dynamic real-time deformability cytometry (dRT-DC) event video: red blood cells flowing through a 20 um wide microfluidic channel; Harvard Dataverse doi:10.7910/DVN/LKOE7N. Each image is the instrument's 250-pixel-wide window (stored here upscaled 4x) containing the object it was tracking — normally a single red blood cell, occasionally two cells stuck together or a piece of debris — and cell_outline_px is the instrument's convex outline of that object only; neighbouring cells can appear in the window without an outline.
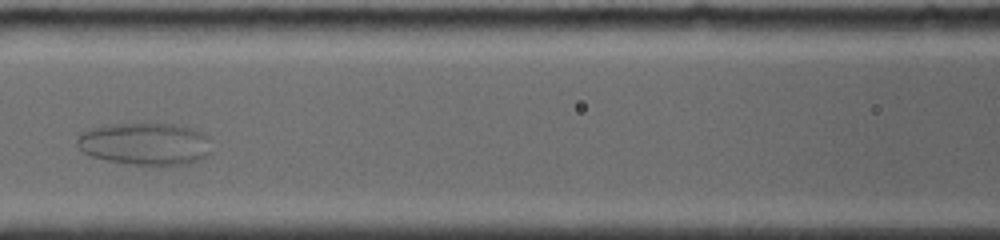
{"species": "common noctule bat (a hibernating species)", "species_latin": "Nyctalus noctula", "temperature_condition": "room temperature", "stored_images_in_passage": 14, "camera_frame_rate_fps": 4000, "um_per_image_px": 0.085, "animal": {"sex": "female", "body_mass_g": 19.0, "forearm_length_mm": 56.7}, "frame": {"image": 1, "passage_image": 6, "time_ms": 3.0, "image_size_px": [1000, 240], "cell_outline_px": [[212, 152], [208, 156], [188, 164], [164, 168], [160, 168], [108, 160], [92, 156], [84, 152], [76, 144], [76, 140], [84, 132], [92, 128], [116, 124], [172, 124], [188, 128], [200, 132], [208, 136]], "centroid_in_image_um": [12.41, 12.28], "position_along_channel_um": 154.2, "area_um2": 33.41}}
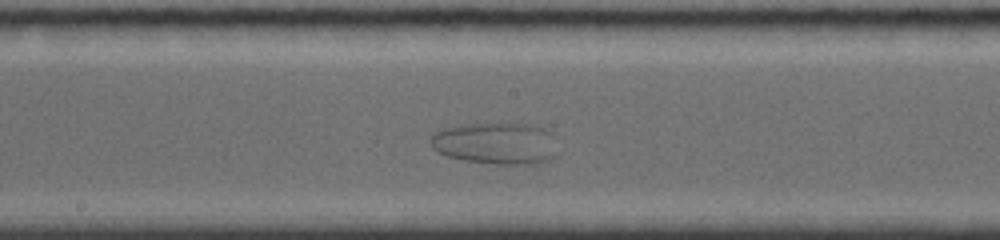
{"frame": {"image": 2, "passage_image": 9, "time_ms": 4.5, "image_size_px": [1000, 240], "cell_outline_px": [[556, 156], [548, 160], [532, 164], [496, 164], [464, 160], [448, 156], [436, 152], [432, 148], [428, 140], [436, 132], [444, 128], [496, 120], [532, 124], [548, 128]], "centroid_in_image_um": [42.12, 12.14], "position_along_channel_um": 206.1, "area_um2": 31.62}}
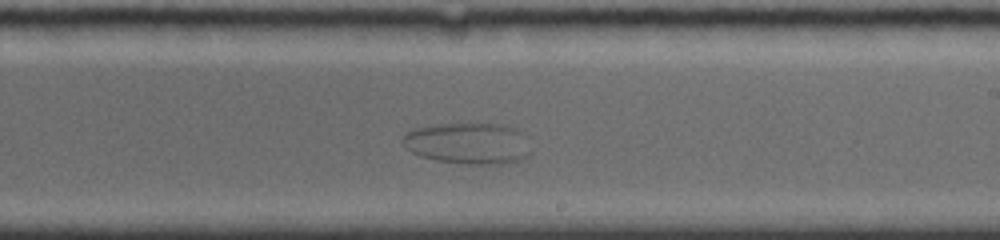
{"frame": {"image": 3, "passage_image": 11, "time_ms": 5.75, "image_size_px": [1000, 240], "cell_outline_px": [[532, 152], [528, 156], [520, 160], [500, 164], [472, 164], [436, 160], [420, 156], [412, 152], [400, 140], [408, 132], [416, 128], [436, 124], [504, 124], [516, 128], [520, 132]], "centroid_in_image_um": [39.8, 12.19], "position_along_channel_um": 249.2, "area_um2": 30.63}}